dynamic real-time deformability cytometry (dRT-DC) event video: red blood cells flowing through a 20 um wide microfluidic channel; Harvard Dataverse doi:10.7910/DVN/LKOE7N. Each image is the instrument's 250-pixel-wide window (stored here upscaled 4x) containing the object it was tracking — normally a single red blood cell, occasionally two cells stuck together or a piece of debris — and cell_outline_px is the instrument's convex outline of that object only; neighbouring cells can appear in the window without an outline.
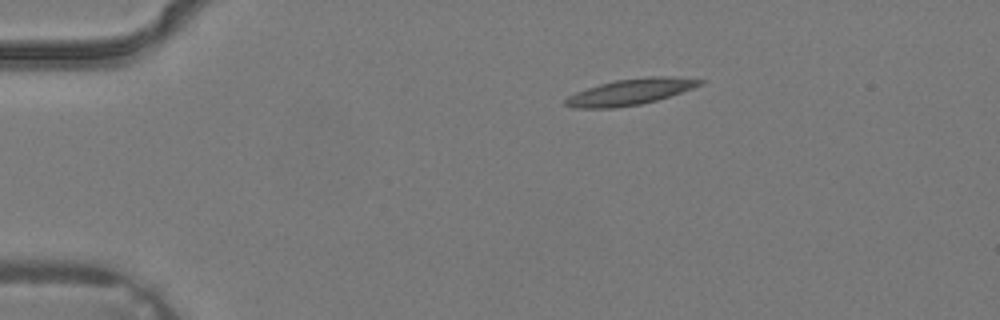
{"species": "common noctule bat (a hibernating species)", "species_latin": "Nyctalus noctula", "temperature_condition": "warm", "stored_images_in_passage": 4, "camera_frame_rate_fps": 3000, "um_per_image_px": 0.085, "animal": {"sex": "male", "body_mass_g": 19.2, "forearm_length_mm": 51.8}, "frame": {"image": 1, "passage_image": 4, "time_ms": 1.0, "image_size_px": [1000, 320], "cell_outline_px": [[704, 84], [656, 100], [640, 104], [616, 108], [572, 108], [564, 104], [564, 100], [568, 96], [576, 92], [600, 84], [616, 80], [648, 76], [676, 76], [704, 80]], "centroid_in_image_um": [53.58, 7.8], "position_along_channel_um": 31.4, "area_um2": 20.35}}